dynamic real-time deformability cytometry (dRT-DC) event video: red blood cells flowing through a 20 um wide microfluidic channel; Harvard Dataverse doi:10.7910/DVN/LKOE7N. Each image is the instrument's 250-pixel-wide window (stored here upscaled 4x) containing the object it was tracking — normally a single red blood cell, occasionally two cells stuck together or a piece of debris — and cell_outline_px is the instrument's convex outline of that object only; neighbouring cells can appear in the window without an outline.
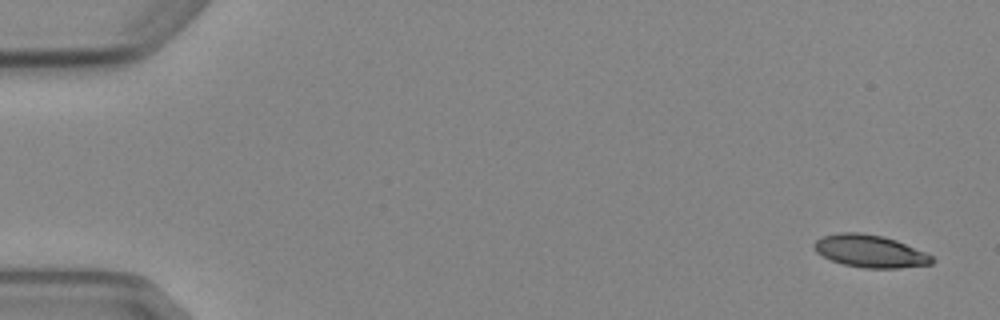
{"species": "Egyptian fruit bat (a non-hibernating species)", "species_latin": "Rousettus aegyptiacus", "temperature_condition": "cold", "stored_images_in_passage": 5, "camera_frame_rate_fps": 3000, "um_per_image_px": 0.085, "animal": {"sex": "female"}, "frame": {"image": 1, "passage_image": 1, "time_ms": 0.0, "image_size_px": [1000, 320], "cell_outline_px": [[936, 260], [932, 264], [900, 268], [864, 268], [844, 264], [832, 260], [816, 252], [812, 244], [816, 240], [824, 236], [840, 232], [860, 232], [880, 236], [896, 240], [924, 252], [932, 256]], "centroid_in_image_um": [73.96, 21.35], "position_along_channel_um": 11.0, "area_um2": 22.14}}
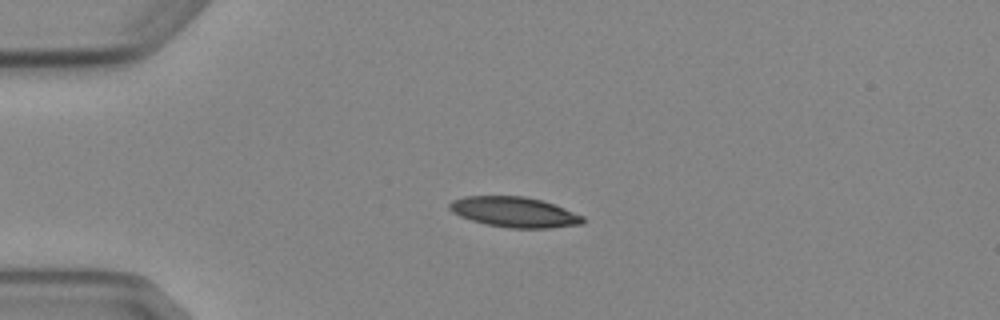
{"frame": {"image": 2, "passage_image": 4, "time_ms": 3.667, "image_size_px": [1000, 320], "cell_outline_px": [[584, 224], [552, 228], [508, 228], [488, 224], [472, 220], [460, 216], [452, 212], [448, 208], [448, 204], [452, 200], [464, 196], [524, 196], [540, 200], [564, 208], [584, 216]], "centroid_in_image_um": [43.72, 18.03], "position_along_channel_um": 41.3, "area_um2": 23.52}}